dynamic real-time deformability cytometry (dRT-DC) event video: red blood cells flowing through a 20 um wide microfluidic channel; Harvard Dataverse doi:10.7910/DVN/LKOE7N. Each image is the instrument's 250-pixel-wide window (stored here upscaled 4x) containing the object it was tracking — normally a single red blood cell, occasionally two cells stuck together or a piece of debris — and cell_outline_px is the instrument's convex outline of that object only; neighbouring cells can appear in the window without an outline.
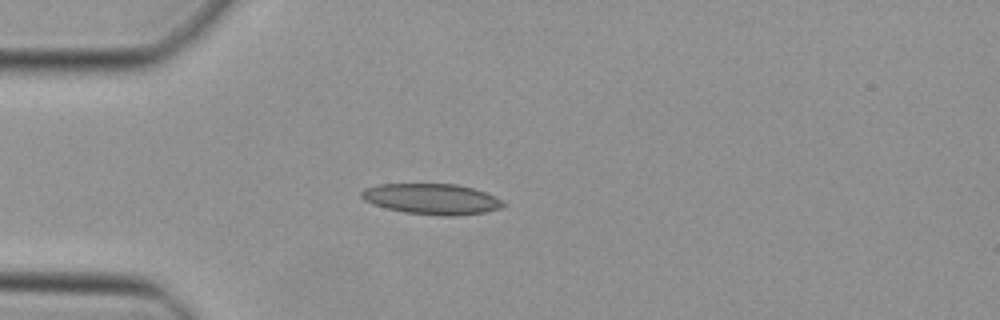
{"species": "Egyptian fruit bat (a non-hibernating species)", "species_latin": "Rousettus aegyptiacus", "temperature_condition": "cold", "stored_images_in_passage": 33, "camera_frame_rate_fps": 3000, "um_per_image_px": 0.085, "animal": {"sex": "female"}, "frame": {"image": 1, "passage_image": 2, "time_ms": 0.333, "image_size_px": [1000, 320], "cell_outline_px": [[508, 204], [500, 208], [484, 212], [456, 216], [440, 216], [404, 212], [372, 204], [364, 200], [360, 196], [360, 192], [364, 188], [380, 184], [456, 184], [472, 188], [496, 196], [504, 200]], "centroid_in_image_um": [36.72, 16.92], "position_along_channel_um": 48.3, "area_um2": 25.49}}
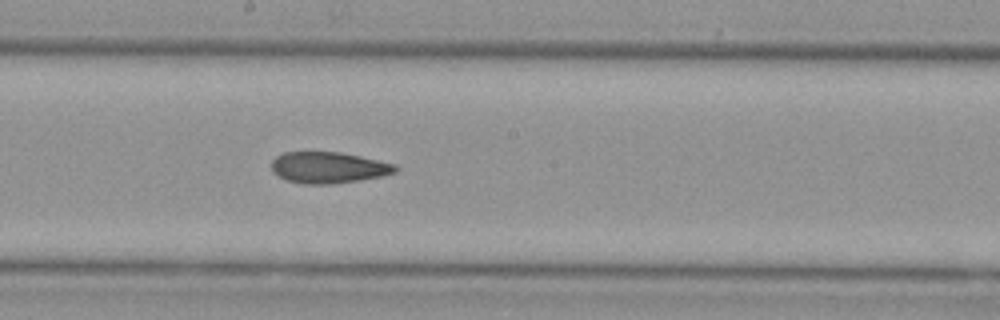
{"frame": {"image": 2, "passage_image": 15, "time_ms": 4.667, "image_size_px": [1000, 320], "cell_outline_px": [[400, 168], [396, 172], [380, 176], [360, 180], [328, 184], [304, 184], [288, 180], [272, 172], [272, 160], [276, 156], [284, 152], [340, 152], [360, 156], [396, 164]], "centroid_in_image_um": [27.93, 14.23], "position_along_channel_um": 220.3, "area_um2": 22.48}}
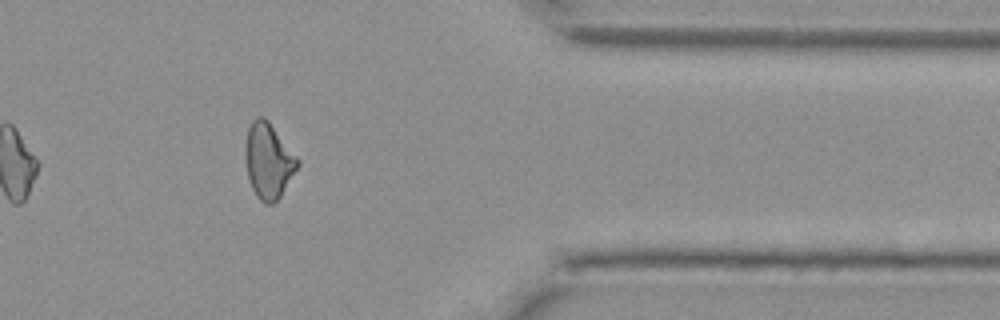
{"frame": {"image": 3, "passage_image": 28, "time_ms": 9.0, "image_size_px": [1000, 320], "cell_outline_px": [[300, 164], [280, 196], [272, 204], [264, 204], [256, 196], [252, 188], [248, 176], [244, 160], [244, 144], [248, 128], [252, 120], [256, 116], [264, 116], [268, 120], [300, 160]], "centroid_in_image_um": [22.79, 13.64], "position_along_channel_um": 388.6, "area_um2": 23.18}}